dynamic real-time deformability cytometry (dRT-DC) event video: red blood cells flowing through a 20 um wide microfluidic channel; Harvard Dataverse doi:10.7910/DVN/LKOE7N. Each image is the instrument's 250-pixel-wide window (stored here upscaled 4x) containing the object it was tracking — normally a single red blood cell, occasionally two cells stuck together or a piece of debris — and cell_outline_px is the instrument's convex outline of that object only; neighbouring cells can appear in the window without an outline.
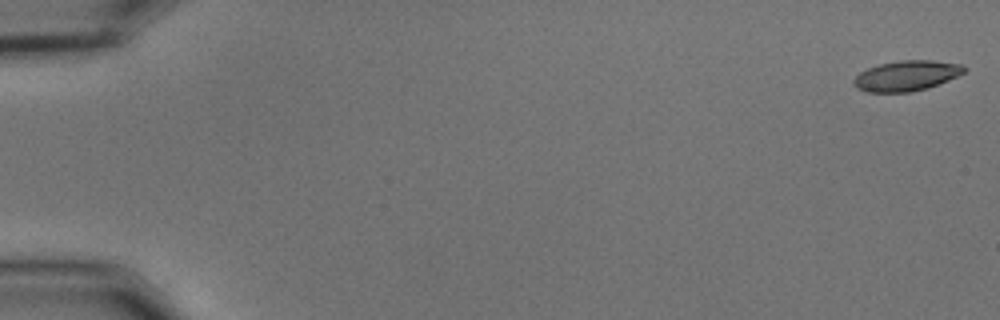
{"species": "common noctule bat (a hibernating species)", "species_latin": "Nyctalus noctula", "temperature_condition": "cold", "stored_images_in_passage": 56, "camera_frame_rate_fps": 3000, "um_per_image_px": 0.085, "animal": {"sex": "male", "body_mass_g": 15.6}, "frame": {"image": 1, "passage_image": 1, "time_ms": 0.0, "image_size_px": [1000, 320], "cell_outline_px": [[968, 68], [964, 72], [948, 80], [928, 88], [912, 92], [868, 92], [856, 88], [852, 84], [852, 80], [860, 72], [868, 68], [880, 64], [900, 60], [932, 60], [964, 64]], "centroid_in_image_um": [77.06, 6.43], "position_along_channel_um": 7.9, "area_um2": 19.65}}
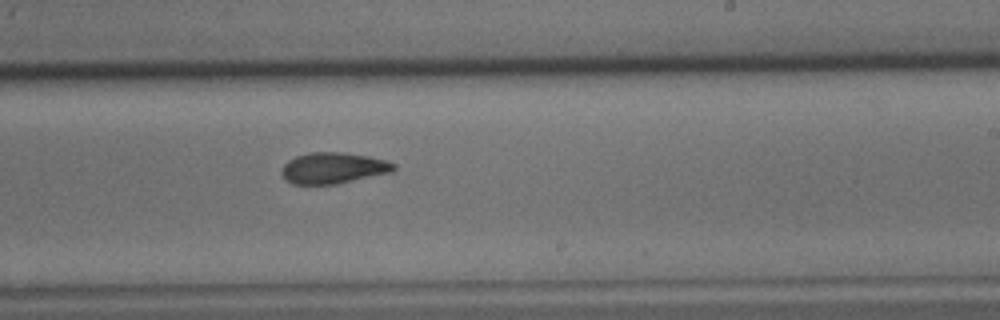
{"frame": {"image": 2, "passage_image": 35, "time_ms": 11.333, "image_size_px": [1000, 320], "cell_outline_px": [[396, 168], [392, 172], [336, 184], [292, 184], [284, 180], [280, 172], [284, 164], [288, 160], [296, 156], [308, 152], [340, 152], [368, 156], [384, 160], [396, 164]], "centroid_in_image_um": [28.29, 14.28], "position_along_channel_um": 260.7, "area_um2": 20.4}}
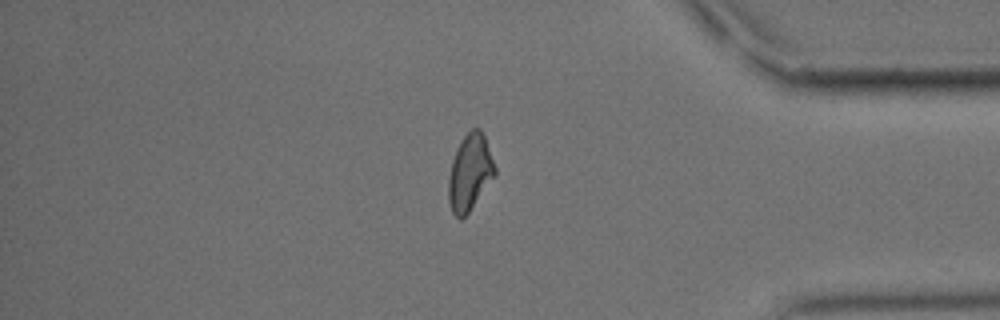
{"frame": {"image": 3, "passage_image": 48, "time_ms": 15.667, "image_size_px": [1000, 320], "cell_outline_px": [[496, 176], [468, 212], [460, 220], [452, 212], [448, 200], [448, 180], [452, 160], [456, 148], [460, 140], [472, 128], [480, 128], [484, 136], [496, 168]], "centroid_in_image_um": [39.93, 14.66], "position_along_channel_um": 395.3, "area_um2": 20.63}, "authors_computed_cell_mechanics": {"area_um2": 20.519, "velocity_mm_per_s": 3.6081, "shape_relaxation_time_tau1_ms": 4.4047, "shape_relaxation_time_tau2_ms": 3.4742, "deformation_change_tau1": 0.1719, "deformation_change_tau2": 0.1063}}